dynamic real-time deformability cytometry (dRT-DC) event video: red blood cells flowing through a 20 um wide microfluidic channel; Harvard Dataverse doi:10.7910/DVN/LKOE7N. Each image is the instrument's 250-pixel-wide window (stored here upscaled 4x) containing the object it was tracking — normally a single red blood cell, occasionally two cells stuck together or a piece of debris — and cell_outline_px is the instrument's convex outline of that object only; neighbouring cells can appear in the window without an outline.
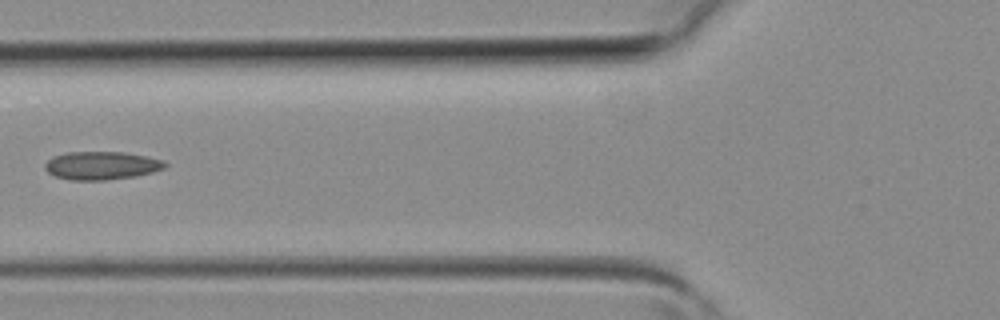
{"species": "common noctule bat (a hibernating species)", "species_latin": "Nyctalus noctula", "temperature_condition": "room temperature", "stored_images_in_passage": 4, "camera_frame_rate_fps": 3000, "um_per_image_px": 0.085, "animal": {"sex": "female", "body_mass_g": 19.3, "forearm_length_mm": 54.1}, "frame": {"image": 1, "passage_image": 4, "time_ms": 1.0, "image_size_px": [1000, 320], "cell_outline_px": [[168, 164], [164, 168], [152, 172], [136, 176], [104, 180], [68, 180], [56, 176], [48, 172], [44, 168], [44, 164], [52, 156], [68, 152], [124, 152], [164, 160]], "centroid_in_image_um": [8.61, 14.07], "position_along_channel_um": 117.2, "area_um2": 19.71}}